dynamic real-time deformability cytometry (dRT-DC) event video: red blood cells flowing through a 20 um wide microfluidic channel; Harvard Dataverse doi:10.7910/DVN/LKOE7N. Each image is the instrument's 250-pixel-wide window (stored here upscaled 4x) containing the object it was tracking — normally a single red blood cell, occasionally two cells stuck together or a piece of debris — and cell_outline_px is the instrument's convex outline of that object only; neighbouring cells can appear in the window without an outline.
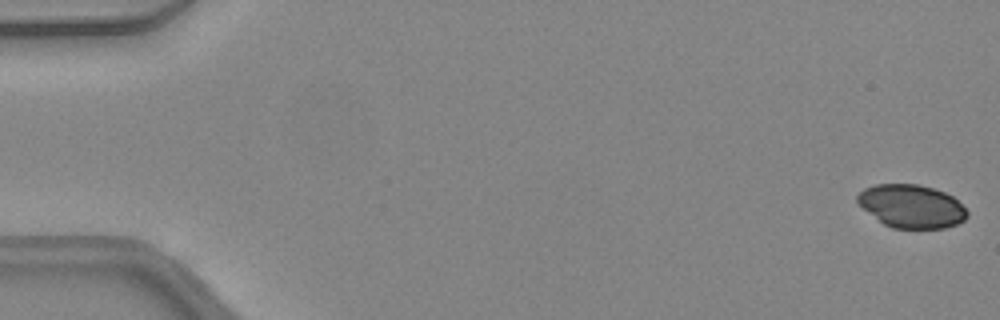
{"species": "common noctule bat (a hibernating species)", "species_latin": "Nyctalus noctula", "temperature_condition": "warm", "stored_images_in_passage": 12, "camera_frame_rate_fps": 3000, "um_per_image_px": 0.085, "animal": {"sex": "female", "body_mass_g": 24.6, "forearm_length_mm": 56.2}, "frame": {"image": 1, "passage_image": 1, "time_ms": 0.0, "image_size_px": [1000, 320], "cell_outline_px": [[968, 216], [964, 220], [956, 224], [944, 228], [892, 228], [884, 224], [864, 208], [856, 200], [856, 196], [864, 188], [876, 184], [916, 184], [932, 188], [944, 192], [952, 196], [968, 212]], "centroid_in_image_um": [77.48, 17.53], "position_along_channel_um": 7.5, "area_um2": 27.28}}